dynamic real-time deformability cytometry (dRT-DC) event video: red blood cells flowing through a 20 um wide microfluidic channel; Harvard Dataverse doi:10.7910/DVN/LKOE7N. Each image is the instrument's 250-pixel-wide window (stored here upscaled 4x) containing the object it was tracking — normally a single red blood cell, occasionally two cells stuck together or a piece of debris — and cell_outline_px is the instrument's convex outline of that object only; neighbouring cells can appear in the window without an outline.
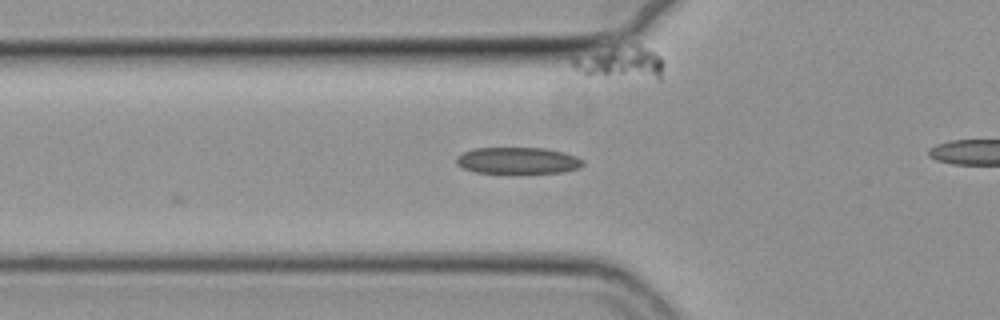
{"species": "common noctule bat (a hibernating species)", "species_latin": "Nyctalus noctula", "temperature_condition": "cold", "stored_images_in_passage": 32, "camera_frame_rate_fps": 3000, "um_per_image_px": 0.085, "animal": {"sex": "female", "body_mass_g": 19.3, "forearm_length_mm": 54.1}, "frame": {"image": 1, "passage_image": 3, "time_ms": 0.667, "image_size_px": [1000, 320], "cell_outline_px": [[584, 164], [580, 168], [560, 172], [512, 176], [508, 176], [476, 172], [464, 168], [456, 164], [456, 156], [472, 148], [544, 148], [576, 156], [584, 160]], "centroid_in_image_um": [43.98, 13.7], "position_along_channel_um": 81.8, "area_um2": 20.52}}
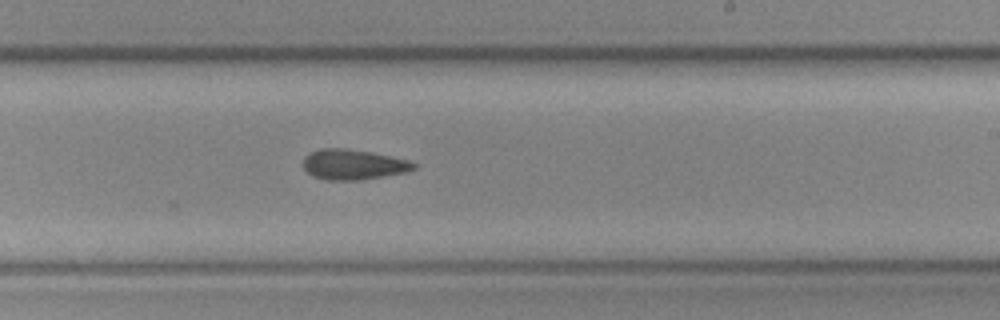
{"frame": {"image": 2, "passage_image": 17, "time_ms": 5.333, "image_size_px": [1000, 320], "cell_outline_px": [[416, 168], [408, 172], [360, 180], [328, 180], [312, 176], [304, 168], [304, 156], [308, 152], [320, 148], [344, 148], [368, 152], [408, 160], [416, 164]], "centroid_in_image_um": [30.0, 13.99], "position_along_channel_um": 259.0, "area_um2": 19.42}}
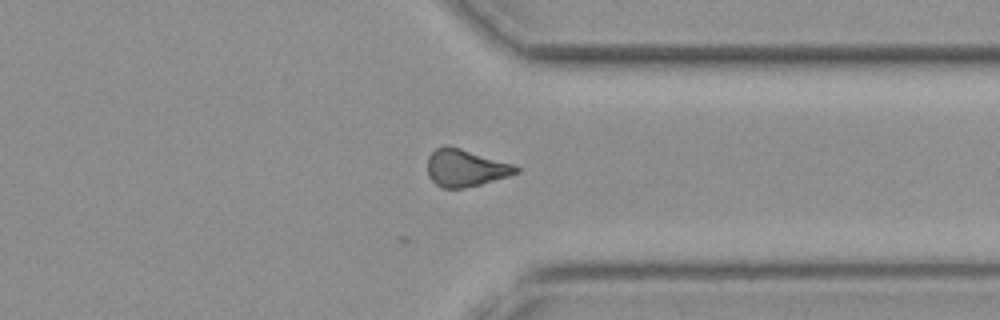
{"frame": {"image": 3, "passage_image": 26, "time_ms": 8.333, "image_size_px": [1000, 320], "cell_outline_px": [[520, 172], [508, 176], [480, 184], [464, 188], [440, 188], [428, 176], [428, 156], [436, 148], [444, 144], [460, 148], [512, 164], [520, 168]], "centroid_in_image_um": [39.54, 14.27], "position_along_channel_um": 371.9, "area_um2": 19.07}, "authors_computed_cell_mechanics": {"area_um2": 19.4208, "velocity_mm_per_s": 3.7867, "shape_relaxation_time_tau1_ms": null, "shape_relaxation_time_tau2_ms": 9.0098, "deformation_change_tau1": null, "deformation_change_tau2": 0.2034}}